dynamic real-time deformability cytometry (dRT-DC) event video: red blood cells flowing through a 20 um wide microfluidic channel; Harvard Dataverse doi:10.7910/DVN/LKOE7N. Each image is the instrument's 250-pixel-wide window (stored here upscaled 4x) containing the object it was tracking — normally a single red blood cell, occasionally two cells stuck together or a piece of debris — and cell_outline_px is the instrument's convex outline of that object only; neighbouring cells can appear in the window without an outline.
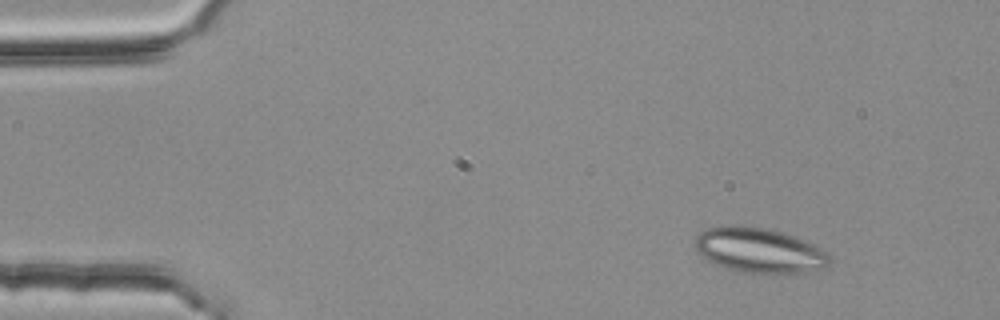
{"species": "common noctule bat (a hibernating species)", "species_latin": "Nyctalus noctula", "temperature_condition": "room temperature", "stored_images_in_passage": 2, "camera_frame_rate_fps": 3000, "um_per_image_px": 0.085, "animal": {"sex": "female", "body_mass_g": 25.1}, "frame": {"image": 1, "passage_image": 1, "time_ms": 0.0, "image_size_px": [1000, 320], "cell_outline_px": [[828, 264], [824, 268], [804, 272], [740, 272], [724, 268], [708, 260], [696, 248], [696, 236], [704, 228], [720, 224], [732, 224], [764, 228], [796, 236], [828, 252]], "centroid_in_image_um": [64.49, 21.24], "position_along_channel_um": 20.5, "area_um2": 34.97}}